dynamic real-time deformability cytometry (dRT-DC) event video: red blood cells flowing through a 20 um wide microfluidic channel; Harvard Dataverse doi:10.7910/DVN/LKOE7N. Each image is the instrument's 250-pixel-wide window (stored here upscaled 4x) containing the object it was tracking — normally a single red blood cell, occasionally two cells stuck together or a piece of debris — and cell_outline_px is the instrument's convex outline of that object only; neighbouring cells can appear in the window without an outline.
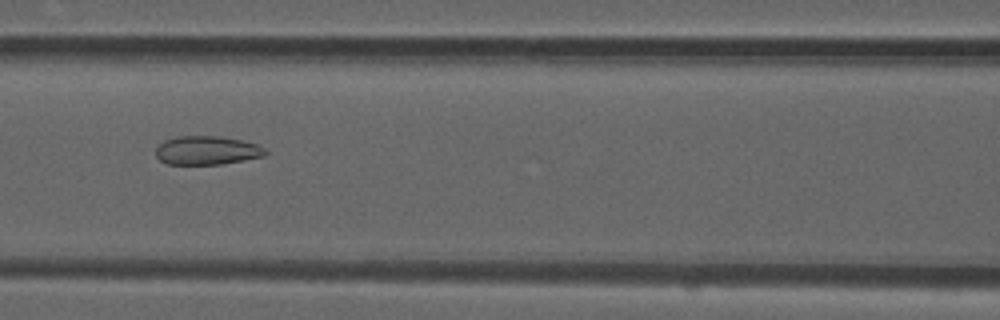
{"species": "common noctule bat (a hibernating species)", "species_latin": "Nyctalus noctula", "temperature_condition": "room temperature", "stored_images_in_passage": 52, "camera_frame_rate_fps": 3000, "um_per_image_px": 0.085, "animal": {"sex": "male", "forearm_length_mm": 52.5}, "frame": {"image": 1, "passage_image": 23, "time_ms": 7.333, "image_size_px": [1000, 320], "cell_outline_px": [[268, 152], [264, 156], [224, 164], [168, 164], [160, 160], [156, 156], [156, 148], [164, 140], [176, 136], [220, 136], [244, 140], [256, 144], [264, 148]], "centroid_in_image_um": [17.6, 12.78], "position_along_channel_um": 149.0, "area_um2": 18.44}}
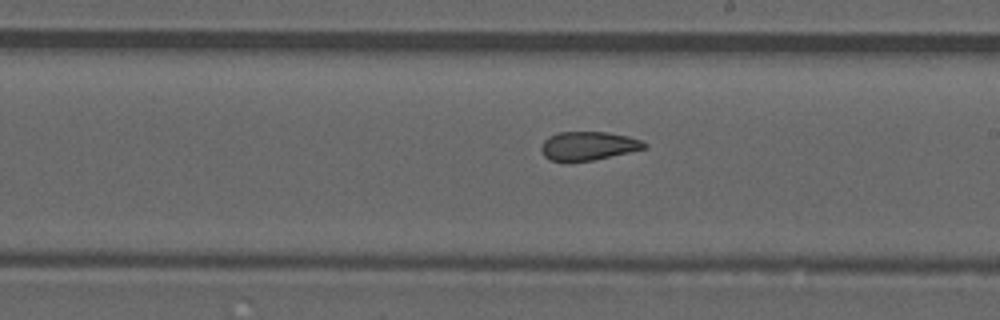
{"frame": {"image": 2, "passage_image": 30, "time_ms": 9.667, "image_size_px": [1000, 320], "cell_outline_px": [[648, 148], [592, 160], [568, 164], [548, 160], [544, 156], [540, 148], [544, 140], [548, 136], [556, 132], [608, 132], [628, 136], [640, 140], [648, 144]], "centroid_in_image_um": [49.95, 12.42], "position_along_channel_um": 239.1, "area_um2": 17.74}}
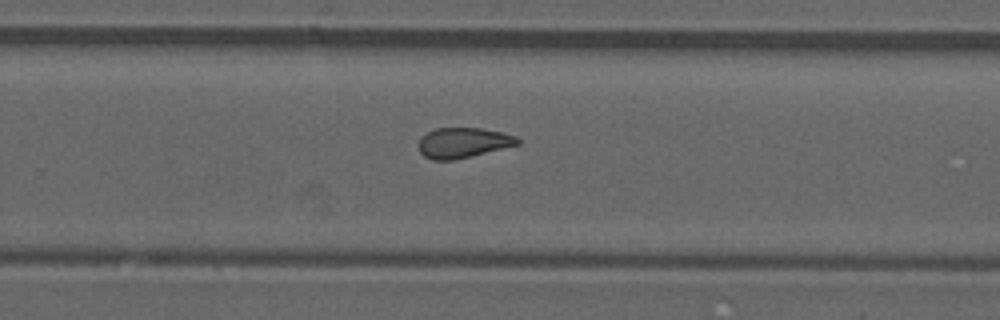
{"frame": {"image": 3, "passage_image": 34, "time_ms": 11.0, "image_size_px": [1000, 320], "cell_outline_px": [[520, 144], [452, 160], [432, 160], [424, 156], [420, 152], [416, 144], [428, 132], [436, 128], [480, 128], [500, 132], [516, 136], [520, 140]], "centroid_in_image_um": [39.34, 12.13], "position_along_channel_um": 290.5, "area_um2": 17.22}, "authors_computed_cell_mechanics": {"area_um2": 18.496, "velocity_mm_per_s": 3.8709, "shape_relaxation_time_tau1_ms": null, "shape_relaxation_time_tau2_ms": 2.1119, "deformation_change_tau1": null, "deformation_change_tau2": 0.0761}}